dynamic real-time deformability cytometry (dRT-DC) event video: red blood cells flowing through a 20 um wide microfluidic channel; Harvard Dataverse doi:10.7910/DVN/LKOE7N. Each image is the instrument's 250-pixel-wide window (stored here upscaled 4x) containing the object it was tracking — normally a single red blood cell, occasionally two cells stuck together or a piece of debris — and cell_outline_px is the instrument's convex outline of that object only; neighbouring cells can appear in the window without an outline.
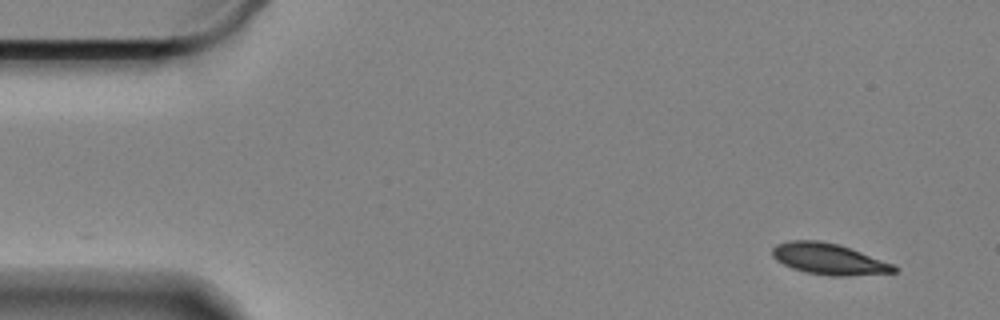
{"species": "Egyptian fruit bat (a non-hibernating species)", "species_latin": "Rousettus aegyptiacus", "temperature_condition": "cold", "stored_images_in_passage": 57, "camera_frame_rate_fps": 3000, "um_per_image_px": 0.085, "animal": {"sex": "female"}, "frame": {"image": 1, "passage_image": 1, "time_ms": 0.0, "image_size_px": [1000, 320], "cell_outline_px": [[900, 268], [896, 272], [848, 276], [832, 276], [808, 272], [792, 268], [776, 260], [772, 256], [772, 248], [776, 244], [792, 240], [816, 240], [836, 244], [896, 264]], "centroid_in_image_um": [70.48, 22.02], "position_along_channel_um": 14.5, "area_um2": 21.96}}
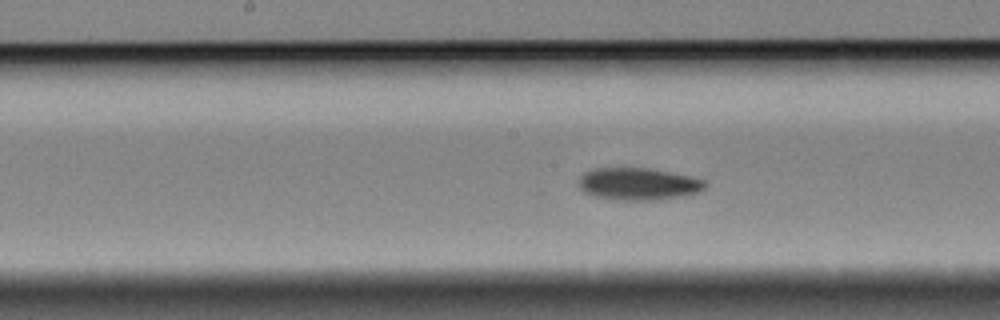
{"frame": {"image": 2, "passage_image": 26, "time_ms": 8.333, "image_size_px": [1000, 320], "cell_outline_px": [[708, 184], [700, 192], [684, 196], [656, 200], [612, 200], [596, 196], [584, 192], [580, 188], [580, 176], [584, 172], [592, 168], [648, 168], [708, 180]], "centroid_in_image_um": [54.28, 15.64], "position_along_channel_um": 193.9, "area_um2": 23.87}}
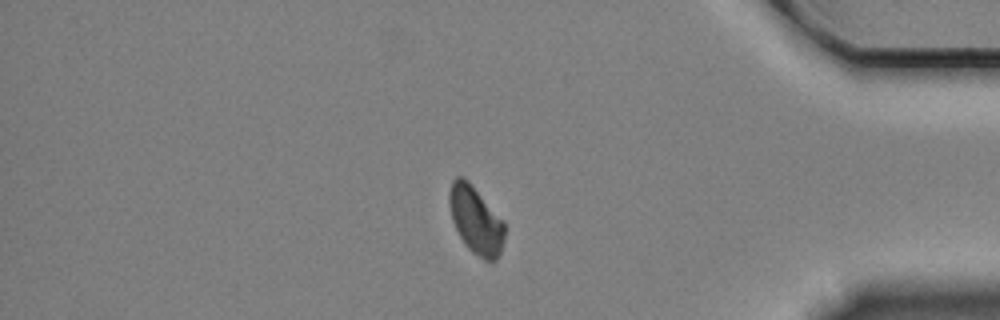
{"frame": {"image": 3, "passage_image": 47, "time_ms": 15.333, "image_size_px": [1000, 320], "cell_outline_px": [[504, 240], [500, 252], [496, 260], [484, 260], [472, 252], [464, 244], [452, 220], [448, 200], [448, 192], [452, 180], [456, 176], [464, 176], [468, 180], [504, 220]], "centroid_in_image_um": [40.43, 18.68], "position_along_channel_um": 394.8, "area_um2": 21.91}}